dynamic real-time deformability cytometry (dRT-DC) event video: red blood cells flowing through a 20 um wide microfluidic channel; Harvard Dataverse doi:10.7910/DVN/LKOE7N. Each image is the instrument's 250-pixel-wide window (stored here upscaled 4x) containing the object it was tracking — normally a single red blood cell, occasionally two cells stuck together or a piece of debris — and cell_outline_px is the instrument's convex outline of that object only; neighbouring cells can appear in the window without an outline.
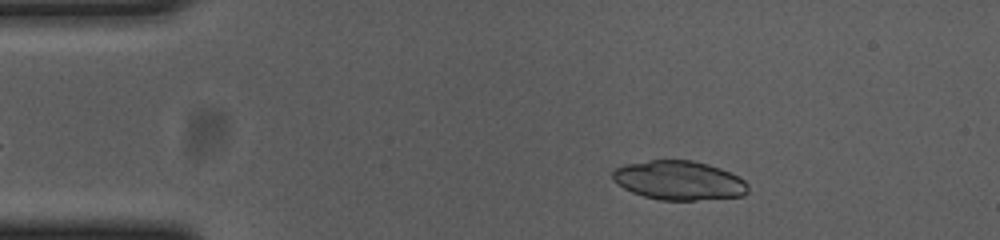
{"species": "common noctule bat (a hibernating species)", "species_latin": "Nyctalus noctula", "temperature_condition": "cold", "stored_images_in_passage": 52, "camera_frame_rate_fps": 3000, "um_per_image_px": 0.085, "animal": {"sex": "female", "body_mass_g": 23.0, "forearm_length_mm": 53.4}, "frame": {"image": 1, "passage_image": 6, "time_ms": 1.667, "image_size_px": [1000, 240], "cell_outline_px": [[748, 192], [744, 196], [692, 200], [660, 200], [644, 196], [632, 192], [624, 188], [612, 176], [612, 172], [616, 168], [624, 164], [652, 160], [692, 160], [708, 164], [720, 168], [744, 180], [748, 184]], "centroid_in_image_um": [57.73, 15.33], "position_along_channel_um": 27.3, "area_um2": 30.63}}